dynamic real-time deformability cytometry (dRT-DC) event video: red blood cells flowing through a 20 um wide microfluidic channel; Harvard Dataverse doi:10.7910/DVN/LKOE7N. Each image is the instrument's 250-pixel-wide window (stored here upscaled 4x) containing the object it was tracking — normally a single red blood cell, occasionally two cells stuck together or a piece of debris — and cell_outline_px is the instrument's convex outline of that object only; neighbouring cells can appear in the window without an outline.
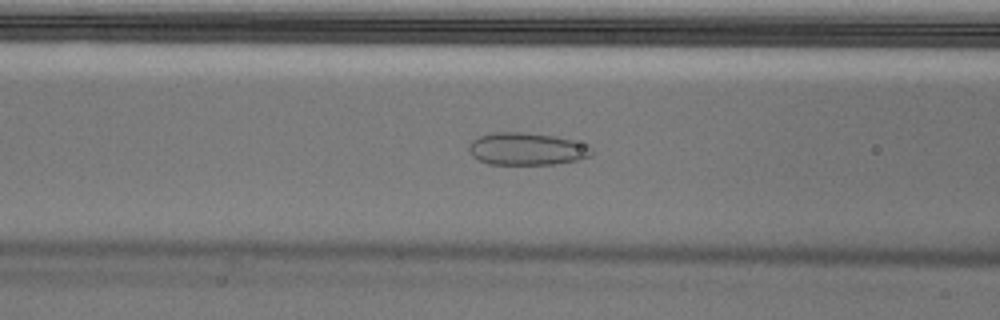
{"species": "Egyptian fruit bat (a non-hibernating species)", "species_latin": "Rousettus aegyptiacus", "temperature_condition": "cold", "stored_images_in_passage": 21, "camera_frame_rate_fps": 3000, "um_per_image_px": 0.085, "animal": {"sex": "male"}, "frame": {"image": 1, "passage_image": 21, "time_ms": 6.667, "image_size_px": [1000, 320], "cell_outline_px": [[592, 156], [576, 160], [556, 164], [488, 164], [472, 156], [468, 152], [468, 144], [472, 140], [480, 136], [492, 132], [520, 132], [552, 136], [572, 140], [588, 144], [592, 148]], "centroid_in_image_um": [44.76, 12.66], "position_along_channel_um": 121.8, "area_um2": 23.24}}